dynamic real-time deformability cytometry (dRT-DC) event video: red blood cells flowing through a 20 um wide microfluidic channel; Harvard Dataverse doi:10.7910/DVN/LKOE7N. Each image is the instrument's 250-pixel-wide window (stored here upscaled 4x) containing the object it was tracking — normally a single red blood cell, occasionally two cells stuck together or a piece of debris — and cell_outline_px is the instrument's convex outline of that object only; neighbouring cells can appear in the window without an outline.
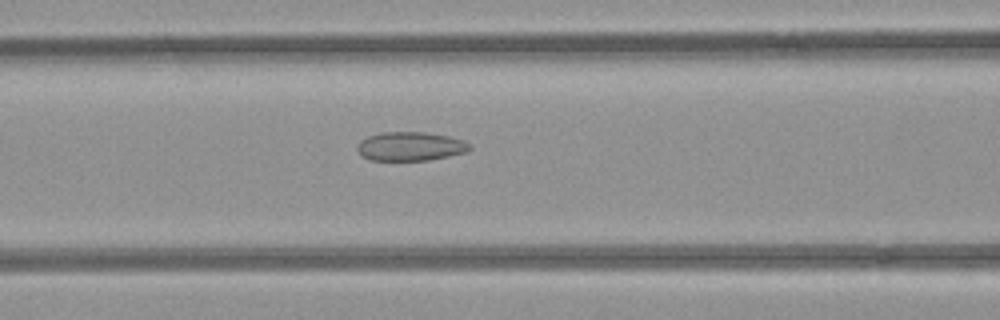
{"species": "common noctule bat (a hibernating species)", "species_latin": "Nyctalus noctula", "temperature_condition": "room temperature", "stored_images_in_passage": 53, "camera_frame_rate_fps": 3000, "um_per_image_px": 0.085, "animal": {"sex": "female", "body_mass_g": 21.9}, "frame": {"image": 1, "passage_image": 22, "time_ms": 7.0, "image_size_px": [1000, 320], "cell_outline_px": [[472, 148], [468, 152], [428, 160], [372, 160], [364, 156], [356, 148], [360, 140], [368, 136], [380, 132], [424, 132], [448, 136], [464, 140]], "centroid_in_image_um": [34.9, 12.43], "position_along_channel_um": 131.7, "area_um2": 18.84}}
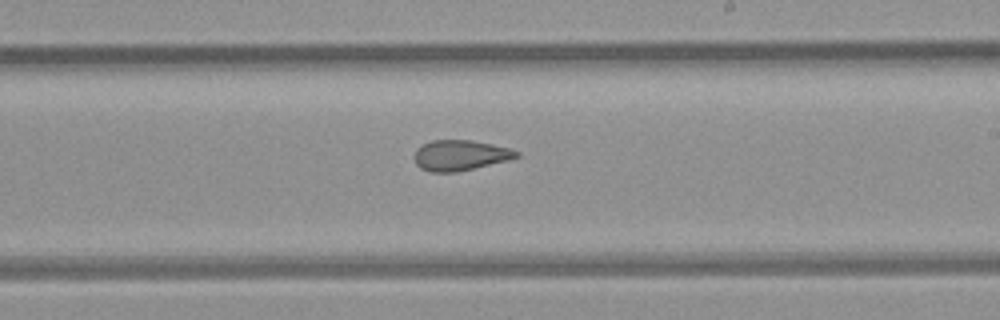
{"frame": {"image": 2, "passage_image": 31, "time_ms": 10.0, "image_size_px": [1000, 320], "cell_outline_px": [[520, 156], [508, 160], [456, 172], [432, 172], [420, 168], [416, 164], [412, 156], [416, 148], [432, 140], [472, 140], [492, 144], [508, 148], [520, 152]], "centroid_in_image_um": [39.08, 13.2], "position_along_channel_um": 249.9, "area_um2": 18.15}}
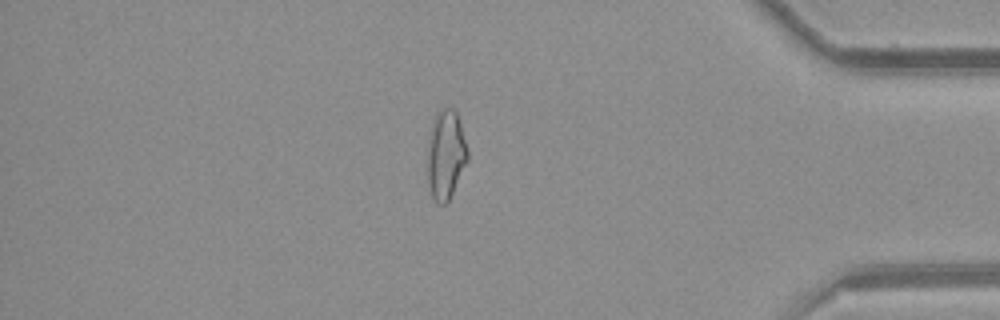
{"frame": {"image": 3, "passage_image": 45, "time_ms": 14.667, "image_size_px": [1000, 320], "cell_outline_px": [[468, 160], [448, 200], [444, 204], [436, 204], [432, 196], [428, 180], [428, 148], [432, 120], [436, 112], [440, 108], [452, 108], [456, 112], [460, 124], [468, 152]], "centroid_in_image_um": [37.88, 13.12], "position_along_channel_um": 397.3, "area_um2": 20.52}, "authors_computed_cell_mechanics": {"area_um2": 21.0392, "velocity_mm_per_s": 3.9359, "shape_relaxation_time_tau1_ms": null, "shape_relaxation_time_tau2_ms": 2.1143, "deformation_change_tau1": null, "deformation_change_tau2": 0.0949}}